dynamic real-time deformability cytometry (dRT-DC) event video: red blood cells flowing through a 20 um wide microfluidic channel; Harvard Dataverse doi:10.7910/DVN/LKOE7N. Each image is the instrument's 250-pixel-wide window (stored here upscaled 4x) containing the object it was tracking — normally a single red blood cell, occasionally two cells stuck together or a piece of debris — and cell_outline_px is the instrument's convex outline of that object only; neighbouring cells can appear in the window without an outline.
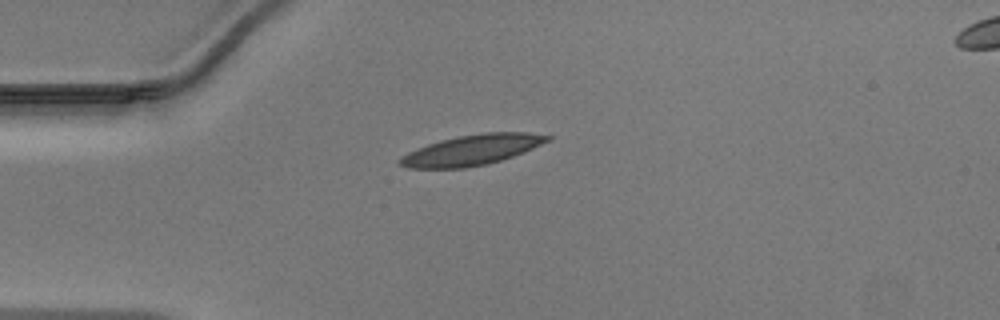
{"species": "Egyptian fruit bat (a non-hibernating species)", "species_latin": "Rousettus aegyptiacus", "temperature_condition": "warm", "stored_images_in_passage": 37, "camera_frame_rate_fps": 3000, "um_per_image_px": 0.085, "animal": {"sex": "male"}, "frame": {"image": 1, "passage_image": 1, "time_ms": 0.0, "image_size_px": [1000, 320], "cell_outline_px": [[552, 136], [548, 140], [524, 152], [488, 164], [464, 168], [408, 168], [400, 164], [396, 160], [400, 156], [408, 152], [428, 144], [440, 140], [460, 136], [484, 132], [528, 132]], "centroid_in_image_um": [40.07, 12.75], "position_along_channel_um": 44.9, "area_um2": 25.89}}
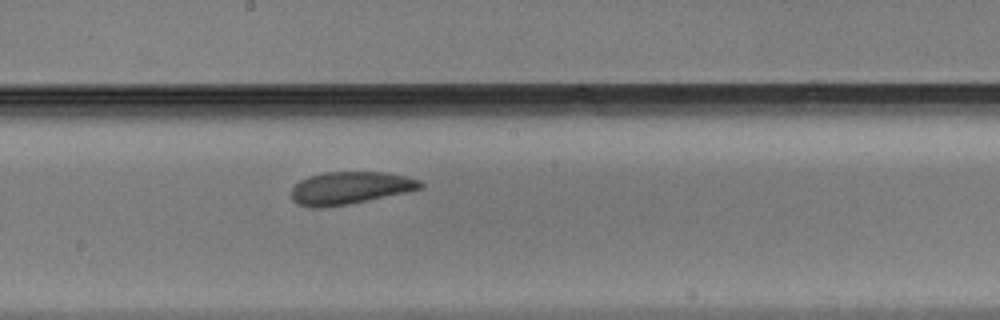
{"frame": {"image": 2, "passage_image": 15, "time_ms": 4.667, "image_size_px": [1000, 320], "cell_outline_px": [[424, 188], [368, 200], [348, 204], [320, 208], [312, 208], [300, 204], [292, 200], [292, 188], [300, 180], [308, 176], [324, 172], [388, 172], [420, 180], [424, 184]], "centroid_in_image_um": [29.76, 15.97], "position_along_channel_um": 218.4, "area_um2": 24.39}}
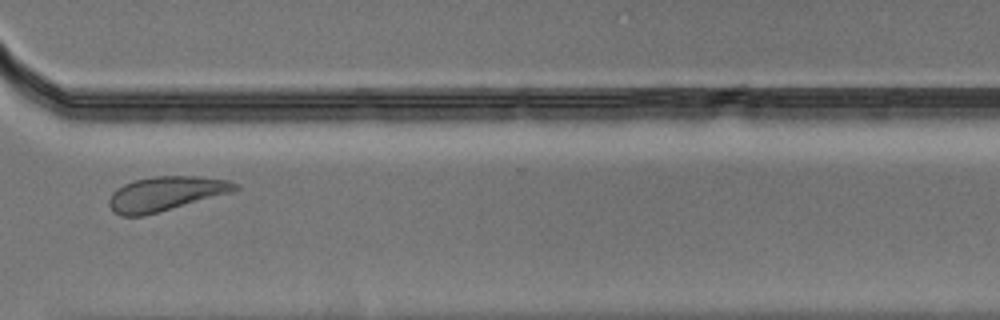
{"frame": {"image": 3, "passage_image": 25, "time_ms": 8.0, "image_size_px": [1000, 320], "cell_outline_px": [[240, 188], [232, 192], [144, 216], [120, 216], [108, 204], [108, 200], [112, 192], [116, 188], [124, 184], [136, 180], [152, 176], [200, 176], [228, 180], [240, 184]], "centroid_in_image_um": [14.1, 16.45], "position_along_channel_um": 356.5, "area_um2": 25.26}}